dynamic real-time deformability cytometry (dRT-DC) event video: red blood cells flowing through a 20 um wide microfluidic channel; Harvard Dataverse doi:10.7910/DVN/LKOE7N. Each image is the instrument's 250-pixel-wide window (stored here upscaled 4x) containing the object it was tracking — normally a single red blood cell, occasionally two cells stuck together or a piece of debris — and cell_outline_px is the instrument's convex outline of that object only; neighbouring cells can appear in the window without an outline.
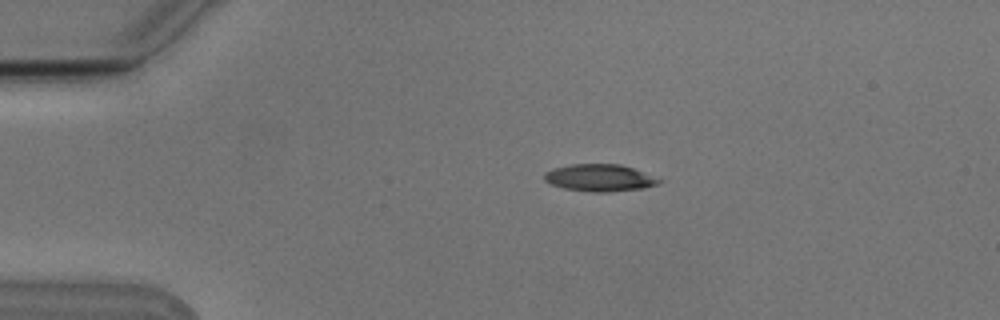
{"species": "Egyptian fruit bat (a non-hibernating species)", "species_latin": "Rousettus aegyptiacus", "temperature_condition": "cold", "stored_images_in_passage": 6, "camera_frame_rate_fps": 3000, "um_per_image_px": 0.085, "animal": {"sex": "male"}, "frame": {"image": 1, "passage_image": 4, "time_ms": 1.0, "image_size_px": [1000, 320], "cell_outline_px": [[664, 180], [656, 184], [644, 188], [608, 192], [592, 192], [564, 188], [552, 184], [544, 180], [544, 172], [552, 168], [572, 164], [620, 164], [632, 168]], "centroid_in_image_um": [50.95, 15.11], "position_along_channel_um": 34.1, "area_um2": 18.03}}